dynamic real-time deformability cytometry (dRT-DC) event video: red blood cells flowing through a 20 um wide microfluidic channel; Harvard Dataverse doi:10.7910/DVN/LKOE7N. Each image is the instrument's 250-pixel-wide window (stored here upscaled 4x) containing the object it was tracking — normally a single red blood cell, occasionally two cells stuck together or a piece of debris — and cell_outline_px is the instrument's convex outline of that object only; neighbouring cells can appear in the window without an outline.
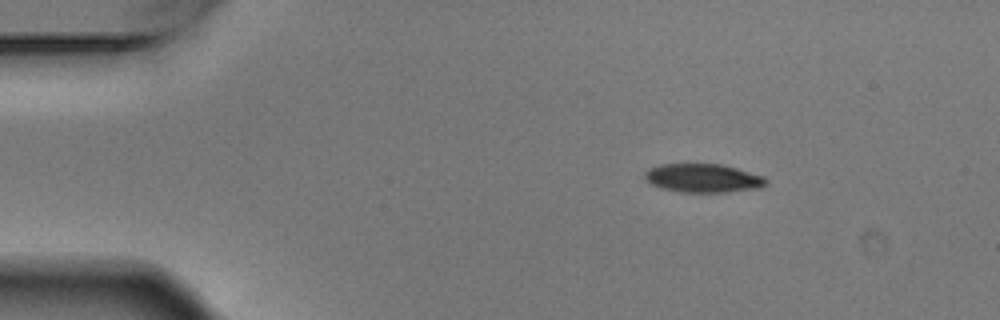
{"species": "Egyptian fruit bat (a non-hibernating species)", "species_latin": "Rousettus aegyptiacus", "temperature_condition": "warm", "stored_images_in_passage": 3, "camera_frame_rate_fps": 3000, "um_per_image_px": 0.085, "animal": {"sex": "male"}, "frame": {"image": 1, "passage_image": 1, "time_ms": 0.0, "image_size_px": [1000, 320], "cell_outline_px": [[768, 184], [760, 188], [728, 192], [680, 192], [660, 188], [652, 184], [644, 176], [644, 172], [648, 168], [660, 164], [720, 164], [736, 168], [764, 176], [768, 180]], "centroid_in_image_um": [59.78, 15.14], "position_along_channel_um": 25.2, "area_um2": 20.35}}
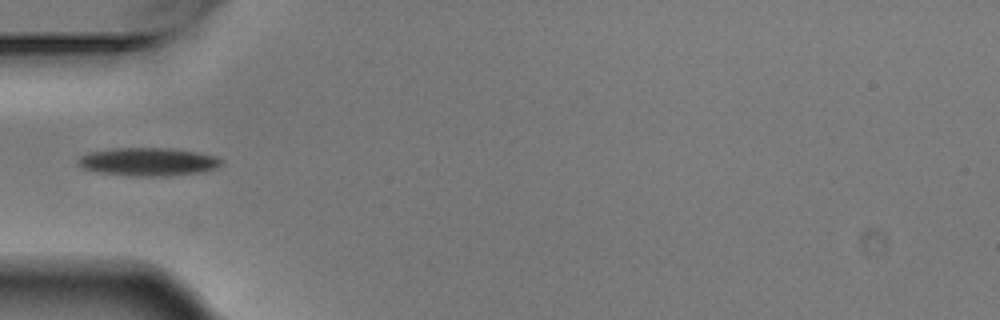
{"frame": {"image": 2, "passage_image": 3, "time_ms": 0.667, "image_size_px": [1000, 320], "cell_outline_px": [[224, 164], [216, 168], [204, 172], [172, 176], [128, 176], [100, 172], [84, 168], [76, 164], [76, 160], [80, 156], [88, 152], [112, 148], [172, 148], [196, 152], [216, 156], [224, 160]], "centroid_in_image_um": [12.63, 13.75], "position_along_channel_um": 72.4, "area_um2": 23.93}}